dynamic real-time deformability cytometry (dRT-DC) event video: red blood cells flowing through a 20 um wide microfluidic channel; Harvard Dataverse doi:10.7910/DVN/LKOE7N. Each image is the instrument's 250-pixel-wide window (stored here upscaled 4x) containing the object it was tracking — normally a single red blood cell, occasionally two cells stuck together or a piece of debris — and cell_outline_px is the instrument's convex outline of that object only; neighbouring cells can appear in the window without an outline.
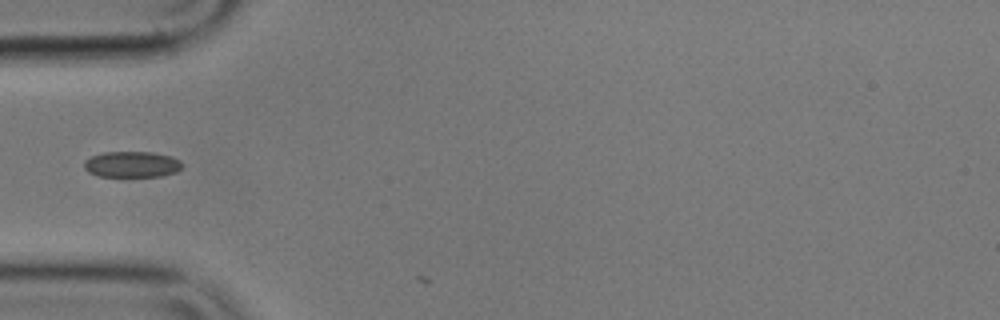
{"species": "common noctule bat (a hibernating species)", "species_latin": "Nyctalus noctula", "temperature_condition": "cold", "stored_images_in_passage": 2, "camera_frame_rate_fps": 3000, "um_per_image_px": 0.085, "animal": {"sex": "male", "body_mass_g": 17.9}, "frame": {"image": 1, "passage_image": 1, "time_ms": 0.0, "image_size_px": [1000, 320], "cell_outline_px": [[184, 164], [176, 172], [160, 176], [100, 176], [88, 172], [84, 168], [84, 160], [92, 156], [104, 152], [152, 152], [168, 156], [180, 160]], "centroid_in_image_um": [11.2, 13.97], "position_along_channel_um": 73.8, "area_um2": 14.74}}